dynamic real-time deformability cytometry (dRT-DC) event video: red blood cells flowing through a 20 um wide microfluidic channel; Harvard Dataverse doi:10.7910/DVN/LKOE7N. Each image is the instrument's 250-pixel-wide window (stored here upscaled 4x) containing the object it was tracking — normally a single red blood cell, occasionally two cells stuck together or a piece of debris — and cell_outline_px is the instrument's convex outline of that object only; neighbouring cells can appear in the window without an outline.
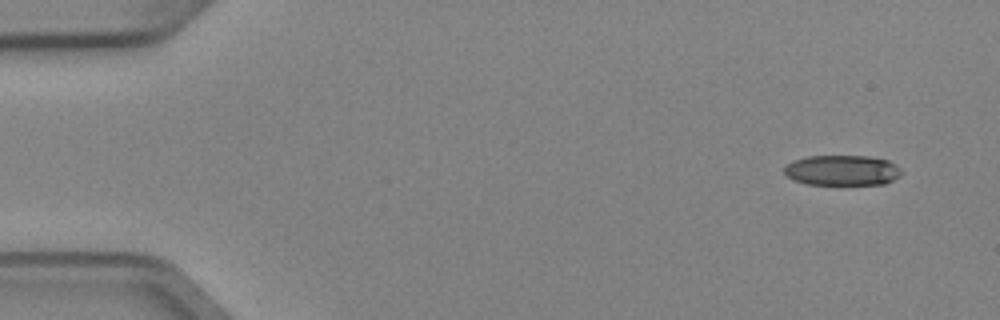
{"species": "Egyptian fruit bat (a non-hibernating species)", "species_latin": "Rousettus aegyptiacus", "temperature_condition": "cold", "stored_images_in_passage": 6, "camera_frame_rate_fps": 3000, "um_per_image_px": 0.085, "animal": {"sex": "female"}, "frame": {"image": 1, "passage_image": 1, "time_ms": 0.0, "image_size_px": [1000, 320], "cell_outline_px": [[900, 176], [884, 184], [808, 184], [792, 180], [784, 176], [784, 168], [792, 160], [808, 156], [868, 156], [888, 160], [896, 164], [900, 168]], "centroid_in_image_um": [71.55, 14.47], "position_along_channel_um": 13.4, "area_um2": 20.81}}
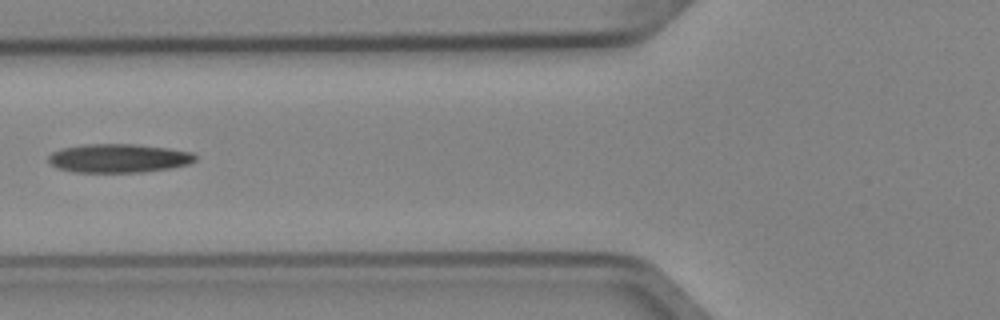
{"frame": {"image": 2, "passage_image": 6, "time_ms": 1.667, "image_size_px": [1000, 320], "cell_outline_px": [[196, 160], [188, 164], [172, 168], [140, 172], [76, 172], [60, 168], [52, 164], [48, 160], [48, 156], [52, 152], [60, 148], [84, 144], [132, 144], [168, 148], [192, 152], [196, 156]], "centroid_in_image_um": [10.09, 13.44], "position_along_channel_um": 115.7, "area_um2": 24.51}}